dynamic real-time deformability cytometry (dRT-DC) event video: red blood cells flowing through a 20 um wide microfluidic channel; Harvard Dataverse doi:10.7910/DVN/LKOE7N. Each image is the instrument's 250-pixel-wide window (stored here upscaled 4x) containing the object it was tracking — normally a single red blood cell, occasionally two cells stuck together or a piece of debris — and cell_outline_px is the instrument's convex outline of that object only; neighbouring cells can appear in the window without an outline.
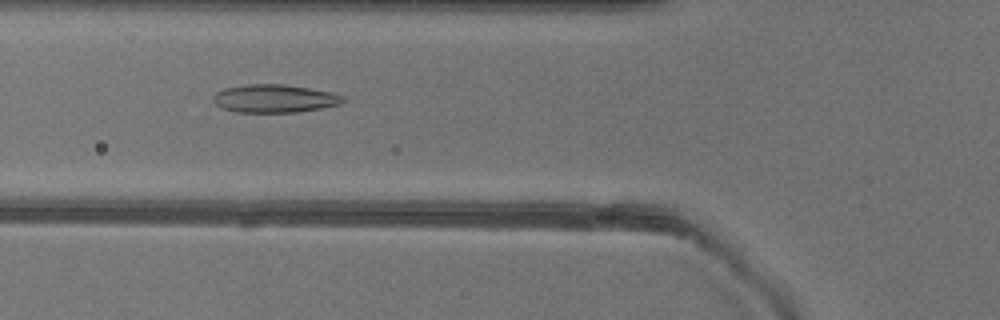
{"species": "common noctule bat (a hibernating species)", "species_latin": "Nyctalus noctula", "temperature_condition": "warm", "stored_images_in_passage": 50, "camera_frame_rate_fps": 3000, "um_per_image_px": 0.085, "animal": {"sex": "female"}, "frame": {"image": 1, "passage_image": 18, "time_ms": 5.667, "image_size_px": [1000, 320], "cell_outline_px": [[344, 100], [340, 104], [324, 108], [296, 112], [236, 112], [220, 108], [212, 100], [212, 96], [216, 92], [224, 88], [248, 84], [284, 84], [332, 92], [344, 96]], "centroid_in_image_um": [23.31, 8.38], "position_along_channel_um": 102.5, "area_um2": 21.39}}
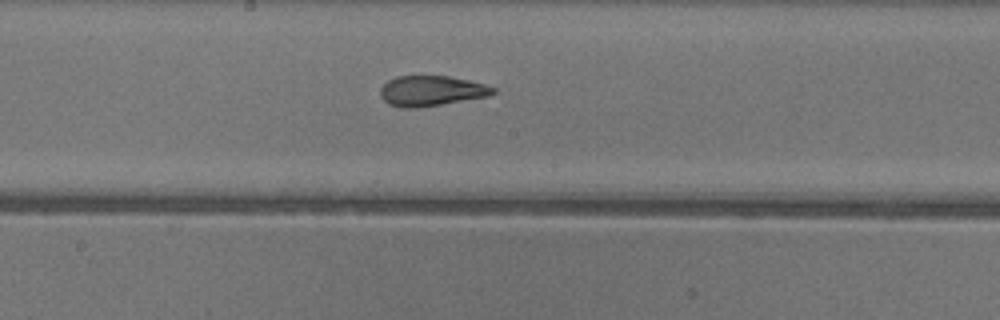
{"frame": {"image": 2, "passage_image": 26, "time_ms": 8.333, "image_size_px": [1000, 320], "cell_outline_px": [[496, 92], [488, 96], [416, 108], [400, 108], [388, 104], [380, 96], [380, 88], [388, 80], [396, 76], [448, 76], [468, 80], [484, 84], [496, 88]], "centroid_in_image_um": [36.63, 7.72], "position_along_channel_um": 211.6, "area_um2": 19.83}}
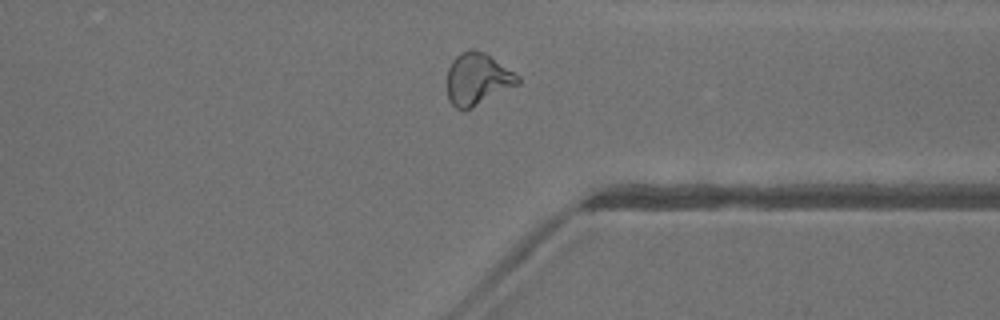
{"frame": {"image": 3, "passage_image": 38, "time_ms": 12.333, "image_size_px": [1000, 320], "cell_outline_px": [[520, 84], [464, 112], [460, 112], [448, 100], [448, 68], [452, 60], [460, 52], [468, 48], [472, 48], [484, 52], [520, 76]], "centroid_in_image_um": [40.58, 6.73], "position_along_channel_um": 370.8, "area_um2": 21.73}, "authors_computed_cell_mechanics": {"area_um2": 21.6461, "velocity_mm_per_s": 4.0699, "shape_relaxation_time_tau1_ms": null, "shape_relaxation_time_tau2_ms": 1.5018, "deformation_change_tau1": null, "deformation_change_tau2": 0.0888}}